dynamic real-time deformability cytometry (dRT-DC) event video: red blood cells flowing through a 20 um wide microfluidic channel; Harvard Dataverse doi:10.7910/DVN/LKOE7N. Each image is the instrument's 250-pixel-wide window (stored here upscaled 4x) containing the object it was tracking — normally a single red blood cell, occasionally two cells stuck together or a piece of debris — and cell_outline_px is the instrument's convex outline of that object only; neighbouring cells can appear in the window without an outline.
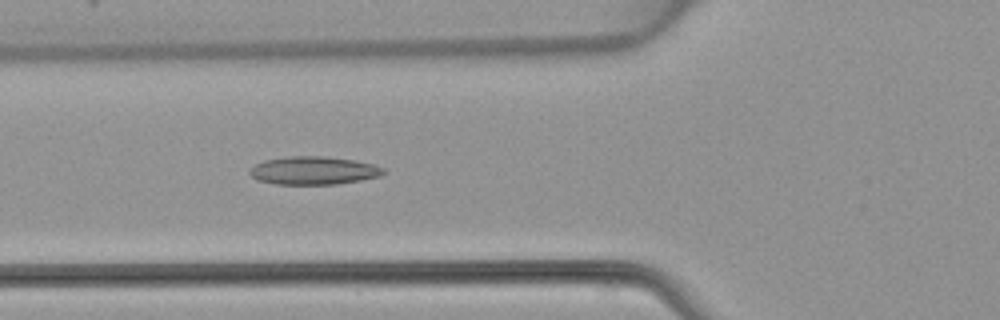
{"species": "common noctule bat (a hibernating species)", "species_latin": "Nyctalus noctula", "temperature_condition": "warm", "stored_images_in_passage": 48, "camera_frame_rate_fps": 3000, "um_per_image_px": 0.085, "animal": {"sex": "female", "body_mass_g": 22.7, "forearm_length_mm": 54.2}, "frame": {"image": 1, "passage_image": 18, "time_ms": 5.667, "image_size_px": [1000, 320], "cell_outline_px": [[388, 172], [380, 176], [360, 180], [336, 184], [276, 184], [256, 180], [248, 172], [256, 164], [264, 160], [292, 156], [324, 156], [356, 160], [372, 164], [384, 168]], "centroid_in_image_um": [26.68, 14.49], "position_along_channel_um": 99.1, "area_um2": 21.91}}
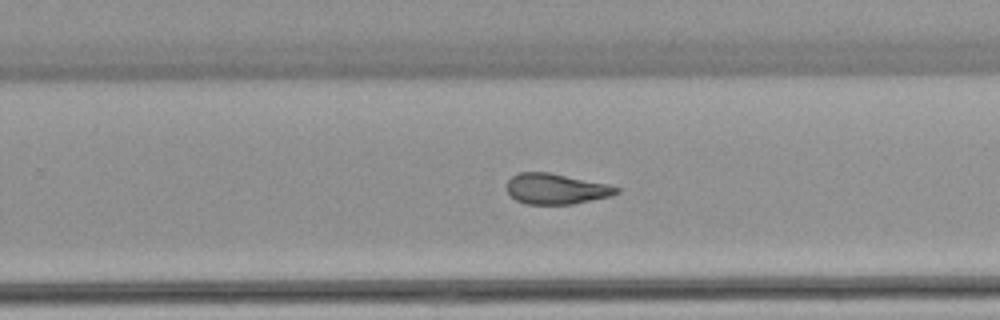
{"frame": {"image": 2, "passage_image": 31, "time_ms": 10.0, "image_size_px": [1000, 320], "cell_outline_px": [[620, 192], [612, 196], [572, 204], [528, 204], [516, 200], [508, 192], [508, 180], [512, 176], [520, 172], [548, 172], [608, 184], [620, 188]], "centroid_in_image_um": [47.3, 16.05], "position_along_channel_um": 282.5, "area_um2": 19.42}}
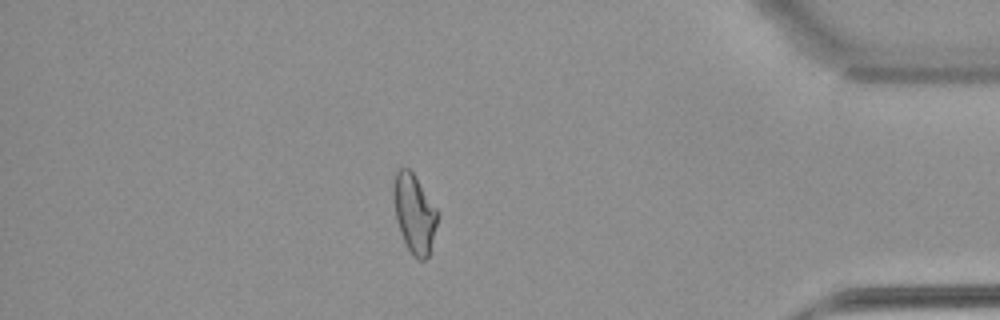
{"frame": {"image": 3, "passage_image": 42, "time_ms": 13.667, "image_size_px": [1000, 320], "cell_outline_px": [[440, 216], [428, 256], [424, 260], [420, 260], [412, 256], [400, 232], [396, 220], [392, 196], [392, 192], [396, 172], [400, 168], [408, 168], [412, 172], [440, 212]], "centroid_in_image_um": [35.23, 18.15], "position_along_channel_um": 400.0, "area_um2": 20.4}}